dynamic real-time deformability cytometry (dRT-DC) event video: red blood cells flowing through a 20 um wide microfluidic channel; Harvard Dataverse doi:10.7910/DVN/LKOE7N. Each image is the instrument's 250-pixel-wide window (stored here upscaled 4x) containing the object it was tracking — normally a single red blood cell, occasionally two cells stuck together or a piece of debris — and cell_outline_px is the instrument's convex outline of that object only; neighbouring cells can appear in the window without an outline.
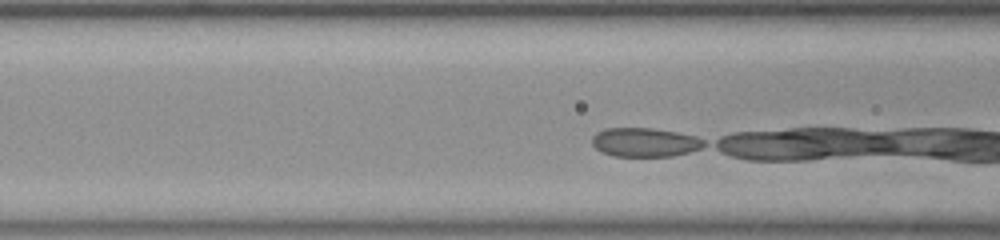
{"species": "common noctule bat (a hibernating species)", "species_latin": "Nyctalus noctula", "temperature_condition": "room temperature", "stored_images_in_passage": 22, "camera_frame_rate_fps": 3000, "um_per_image_px": 0.085, "animal": {"sex": "female", "body_mass_g": 23.0, "forearm_length_mm": 53.4}, "frame": {"image": 1, "passage_image": 4, "time_ms": 1.0, "image_size_px": [1000, 240], "cell_outline_px": [[700, 144], [692, 148], [680, 152], [656, 156], [628, 156], [608, 152], [600, 148], [596, 144], [596, 136], [604, 132], [624, 128], [632, 128], [664, 132], [684, 136]], "centroid_in_image_um": [54.65, 12.12], "position_along_channel_um": 111.9, "area_um2": 15.32}}